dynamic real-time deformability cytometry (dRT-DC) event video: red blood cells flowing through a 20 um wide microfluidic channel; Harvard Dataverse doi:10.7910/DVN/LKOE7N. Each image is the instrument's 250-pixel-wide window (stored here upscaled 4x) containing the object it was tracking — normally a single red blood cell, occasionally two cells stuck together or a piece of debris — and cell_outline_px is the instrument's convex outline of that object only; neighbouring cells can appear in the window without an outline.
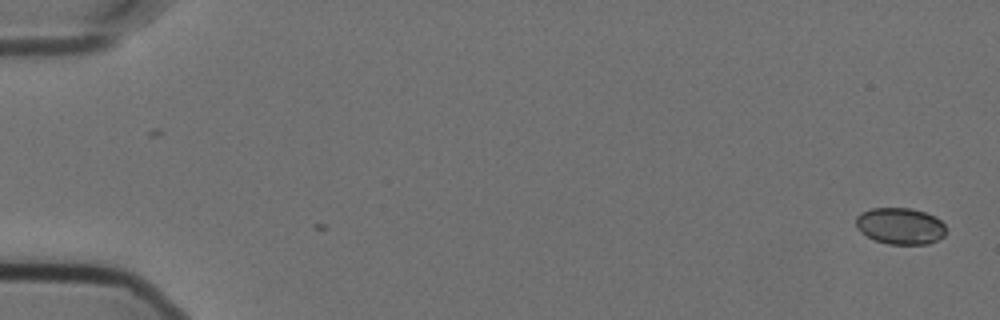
{"species": "Egyptian fruit bat (a non-hibernating species)", "species_latin": "Rousettus aegyptiacus", "temperature_condition": "cold", "stored_images_in_passage": 2, "camera_frame_rate_fps": 3000, "um_per_image_px": 0.085, "animal": {"sex": "female"}, "frame": {"image": 1, "passage_image": 1, "time_ms": 0.0, "image_size_px": [1000, 320], "cell_outline_px": [[944, 236], [928, 244], [888, 244], [876, 240], [860, 232], [856, 228], [856, 216], [860, 212], [872, 208], [912, 208], [936, 216], [944, 224]], "centroid_in_image_um": [76.5, 19.2], "position_along_channel_um": 8.5, "area_um2": 19.19}}